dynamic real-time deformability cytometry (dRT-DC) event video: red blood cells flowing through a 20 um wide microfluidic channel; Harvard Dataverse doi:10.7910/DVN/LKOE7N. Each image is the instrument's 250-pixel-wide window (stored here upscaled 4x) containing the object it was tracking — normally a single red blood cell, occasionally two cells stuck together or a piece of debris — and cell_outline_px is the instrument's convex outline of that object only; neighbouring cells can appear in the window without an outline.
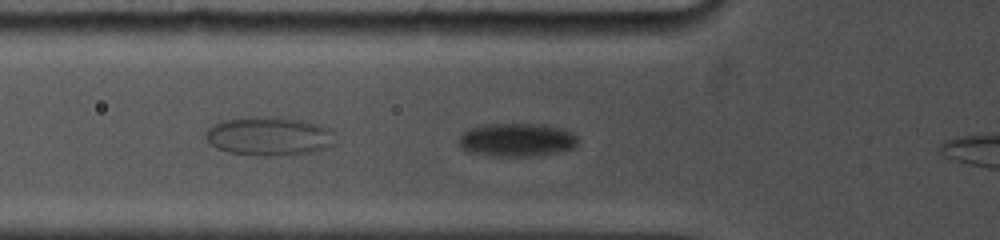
{"species": "common noctule bat (a hibernating species)", "species_latin": "Nyctalus noctula", "temperature_condition": "cold", "stored_images_in_passage": 7, "camera_frame_rate_fps": 5000, "um_per_image_px": 0.085, "animal": {"sex": "female", "body_mass_g": 19.0, "forearm_length_mm": 53.3}, "frame": {"image": 1, "passage_image": 5, "time_ms": 1.0, "image_size_px": [1000, 240], "cell_outline_px": [[576, 148], [556, 152], [532, 156], [492, 156], [468, 152], [460, 148], [456, 140], [468, 128], [480, 124], [540, 124], [560, 128], [572, 132], [576, 136]], "centroid_in_image_um": [43.85, 11.89], "position_along_channel_um": 81.9, "area_um2": 23.35}}